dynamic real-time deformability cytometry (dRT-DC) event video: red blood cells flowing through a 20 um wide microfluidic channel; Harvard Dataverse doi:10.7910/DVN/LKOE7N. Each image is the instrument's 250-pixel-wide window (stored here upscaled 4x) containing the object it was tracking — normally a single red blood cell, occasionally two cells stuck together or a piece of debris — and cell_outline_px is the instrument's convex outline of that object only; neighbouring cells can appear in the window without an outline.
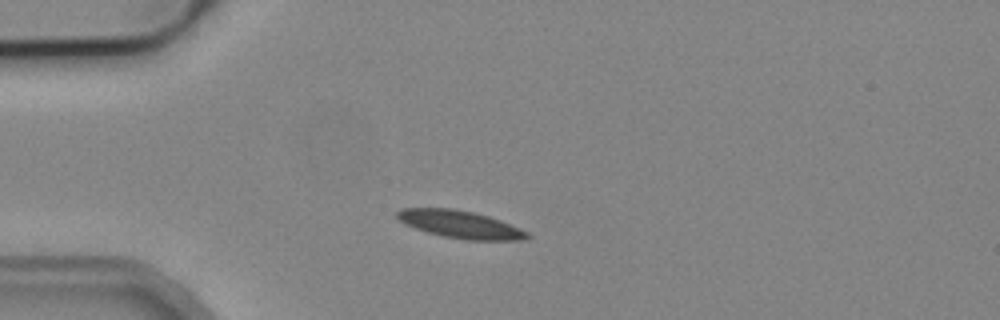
{"species": "common noctule bat (a hibernating species)", "species_latin": "Nyctalus noctula", "temperature_condition": "cold", "stored_images_in_passage": 2, "camera_frame_rate_fps": 3000, "um_per_image_px": 0.085, "animal": {"sex": "male", "body_mass_g": 19.2, "forearm_length_mm": 51.8}, "frame": {"image": 1, "passage_image": 1, "time_ms": 0.0, "image_size_px": [1000, 320], "cell_outline_px": [[532, 236], [528, 240], [468, 240], [444, 236], [428, 232], [404, 224], [396, 216], [396, 212], [400, 208], [452, 208], [472, 212], [488, 216], [500, 220], [528, 232]], "centroid_in_image_um": [39.13, 19.07], "position_along_channel_um": 45.9, "area_um2": 20.81}}